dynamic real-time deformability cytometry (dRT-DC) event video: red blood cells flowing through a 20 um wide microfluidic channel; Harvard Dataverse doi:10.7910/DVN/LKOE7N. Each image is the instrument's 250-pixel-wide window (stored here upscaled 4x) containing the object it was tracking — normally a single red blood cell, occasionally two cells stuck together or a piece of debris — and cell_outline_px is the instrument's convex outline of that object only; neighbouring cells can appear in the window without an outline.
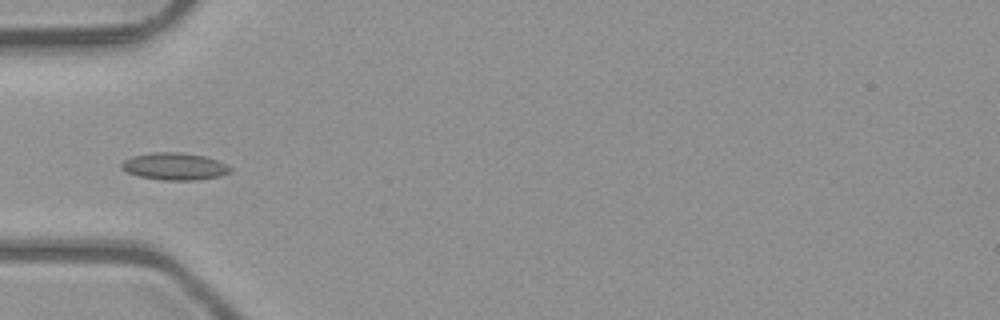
{"species": "common noctule bat (a hibernating species)", "species_latin": "Nyctalus noctula", "temperature_condition": "room temperature", "stored_images_in_passage": 6, "camera_frame_rate_fps": 3000, "um_per_image_px": 0.085, "animal": {"sex": "male", "body_mass_g": 23.1, "forearm_length_mm": 52.7}, "frame": {"image": 1, "passage_image": 6, "time_ms": 1.667, "image_size_px": [1000, 320], "cell_outline_px": [[232, 172], [220, 176], [196, 180], [164, 180], [140, 176], [128, 172], [120, 168], [120, 164], [124, 160], [132, 156], [152, 152], [180, 152], [204, 156], [216, 160], [232, 168]], "centroid_in_image_um": [14.83, 14.14], "position_along_channel_um": 70.2, "area_um2": 17.17}}